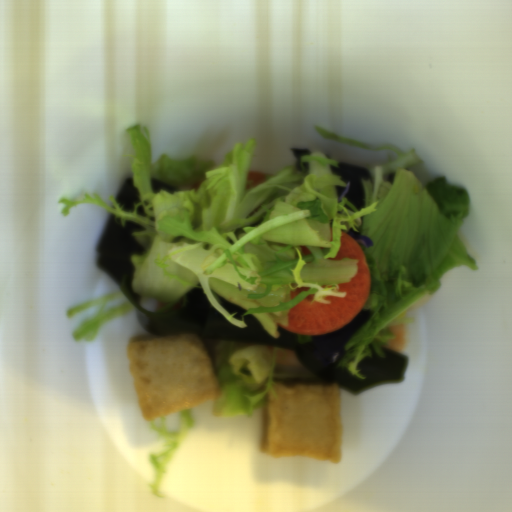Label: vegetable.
Returning <instances> with one entry per match:
<instances>
[{
  "label": "vegetable",
  "mask_w": 512,
  "mask_h": 512,
  "mask_svg": "<svg viewBox=\"0 0 512 512\" xmlns=\"http://www.w3.org/2000/svg\"><path fill=\"white\" fill-rule=\"evenodd\" d=\"M179 427L174 432L167 429V416H162L149 421V427L165 438L167 446L163 452L151 454V462L154 470V482L150 488L155 498H161L159 488L163 474L170 461L180 451L188 430L194 428L195 421L191 409L177 412Z\"/></svg>",
  "instance_id": "f7b5029e"
},
{
  "label": "vegetable",
  "mask_w": 512,
  "mask_h": 512,
  "mask_svg": "<svg viewBox=\"0 0 512 512\" xmlns=\"http://www.w3.org/2000/svg\"><path fill=\"white\" fill-rule=\"evenodd\" d=\"M213 356L222 391L212 407L216 418L254 414L268 398L276 401L273 378L278 355L274 347L220 339L213 346Z\"/></svg>",
  "instance_id": "ea0f7189"
},
{
  "label": "vegetable",
  "mask_w": 512,
  "mask_h": 512,
  "mask_svg": "<svg viewBox=\"0 0 512 512\" xmlns=\"http://www.w3.org/2000/svg\"><path fill=\"white\" fill-rule=\"evenodd\" d=\"M323 137L369 151H384L387 162L365 169L369 180L364 207L338 198L336 187H346L331 166L339 161L322 153H307L297 165L247 189L256 150L255 140L226 151L223 162L176 157L163 153L151 164L149 126L127 128L132 182L138 192L136 207L123 211L114 197L109 207L98 194L85 193L80 201L58 200L64 216L77 204H96L119 220L143 226L131 234L143 254L130 256L132 287L136 295L176 302L198 285L211 307L234 325L246 327L255 316L275 338L278 324L288 326L291 309L312 295L330 304L326 296L345 297L342 283L359 271V259L337 257L342 232L354 229L372 246L358 245L368 259L370 293L362 309L368 321L345 347L337 367L362 379L356 365L395 334L389 327L415 322L404 315L421 298L439 290L441 276L456 267L478 268L462 245L459 232L468 220L470 196L459 185L438 177L423 185L413 168L425 162L411 148L374 147L332 134L313 124ZM151 179L177 185L175 191H151ZM301 246L309 247L305 255ZM310 287L292 300L290 292ZM243 308L238 319L222 307L221 298Z\"/></svg>",
  "instance_id": "add77e79"
},
{
  "label": "vegetable",
  "mask_w": 512,
  "mask_h": 512,
  "mask_svg": "<svg viewBox=\"0 0 512 512\" xmlns=\"http://www.w3.org/2000/svg\"><path fill=\"white\" fill-rule=\"evenodd\" d=\"M125 295L122 290L114 293L102 295L95 299H92L84 304L77 307L66 308V316L68 319H72L77 313H80L89 308H97L98 312L95 316L78 324L72 331L71 337L73 341L91 342L96 339L97 332L100 327L106 322L128 313L134 309L132 302H123L118 305L112 306L107 310H103L104 306L111 300L120 298Z\"/></svg>",
  "instance_id": "96ceb2fe"
}]
</instances>
